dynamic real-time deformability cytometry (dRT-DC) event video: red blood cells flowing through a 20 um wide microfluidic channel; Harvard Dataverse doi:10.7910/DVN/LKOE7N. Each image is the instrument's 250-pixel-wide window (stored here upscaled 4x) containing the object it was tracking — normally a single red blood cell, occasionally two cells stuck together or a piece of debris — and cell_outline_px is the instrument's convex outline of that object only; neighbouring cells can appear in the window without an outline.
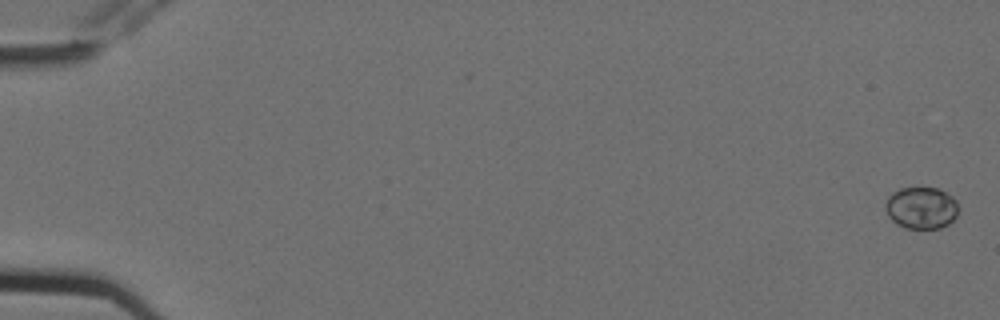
{"species": "Egyptian fruit bat (a non-hibernating species)", "species_latin": "Rousettus aegyptiacus", "temperature_condition": "cold", "stored_images_in_passage": 6, "camera_frame_rate_fps": 3000, "um_per_image_px": 0.085, "animal": {"sex": "female"}, "frame": {"image": 1, "passage_image": 1, "time_ms": 0.0, "image_size_px": [1000, 320], "cell_outline_px": [[956, 216], [948, 224], [940, 228], [904, 228], [896, 224], [888, 216], [884, 208], [884, 204], [888, 196], [892, 192], [900, 188], [936, 188], [952, 196], [956, 200]], "centroid_in_image_um": [78.25, 17.67], "position_along_channel_um": 6.7, "area_um2": 17.8}}
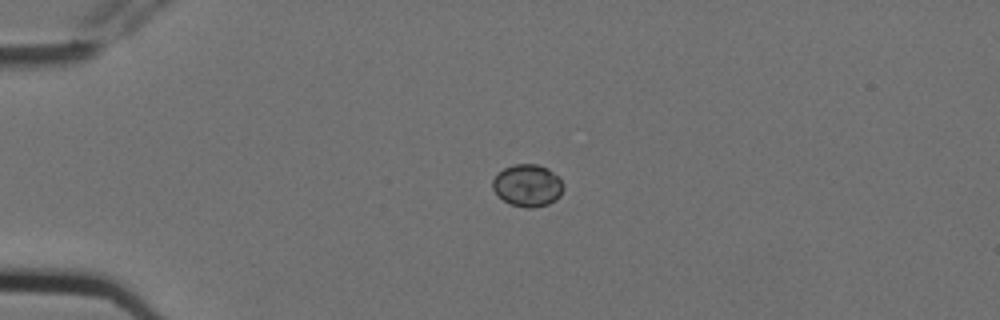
{"frame": {"image": 2, "passage_image": 5, "time_ms": 1.333, "image_size_px": [1000, 320], "cell_outline_px": [[564, 188], [560, 196], [556, 200], [548, 204], [532, 208], [528, 208], [508, 204], [492, 188], [492, 180], [504, 168], [512, 164], [536, 164], [548, 168], [564, 184]], "centroid_in_image_um": [44.85, 15.77], "position_along_channel_um": 40.1, "area_um2": 17.34}}